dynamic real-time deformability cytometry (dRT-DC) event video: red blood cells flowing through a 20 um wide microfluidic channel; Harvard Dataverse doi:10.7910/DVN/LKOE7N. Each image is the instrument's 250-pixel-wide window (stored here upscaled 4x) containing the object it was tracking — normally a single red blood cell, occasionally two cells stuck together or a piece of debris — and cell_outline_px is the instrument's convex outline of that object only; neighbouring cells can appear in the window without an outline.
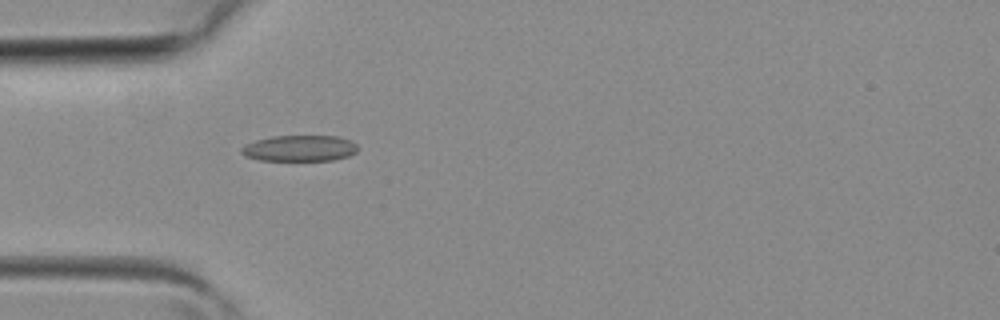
{"species": "common noctule bat (a hibernating species)", "species_latin": "Nyctalus noctula", "temperature_condition": "room temperature", "stored_images_in_passage": 4, "camera_frame_rate_fps": 3000, "um_per_image_px": 0.085, "animal": {"sex": "female", "body_mass_g": 19.3, "forearm_length_mm": 54.1}, "frame": {"image": 1, "passage_image": 3, "time_ms": 0.667, "image_size_px": [1000, 320], "cell_outline_px": [[356, 152], [348, 156], [332, 160], [260, 160], [244, 156], [240, 152], [240, 148], [244, 144], [256, 140], [272, 136], [340, 136], [352, 140], [356, 144]], "centroid_in_image_um": [25.44, 12.59], "position_along_channel_um": 59.6, "area_um2": 17.74}}
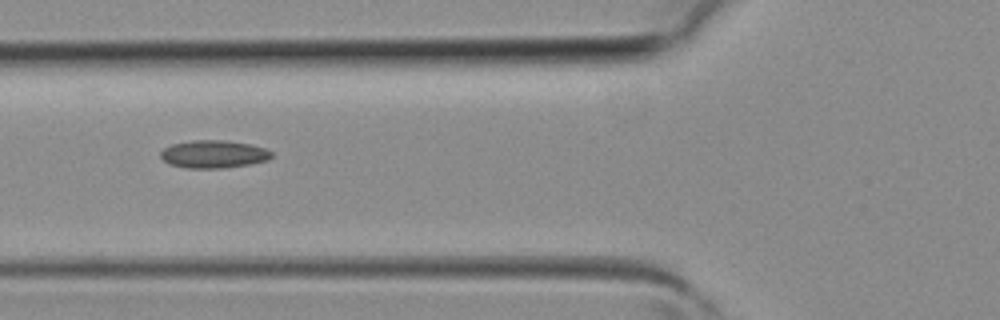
{"frame": {"image": 2, "passage_image": 4, "time_ms": 1.0, "image_size_px": [1000, 320], "cell_outline_px": [[272, 156], [268, 160], [252, 164], [224, 168], [184, 168], [168, 164], [160, 156], [160, 152], [164, 148], [172, 144], [192, 140], [224, 140], [248, 144], [264, 148], [272, 152]], "centroid_in_image_um": [18.14, 13.11], "position_along_channel_um": 107.7, "area_um2": 18.03}}